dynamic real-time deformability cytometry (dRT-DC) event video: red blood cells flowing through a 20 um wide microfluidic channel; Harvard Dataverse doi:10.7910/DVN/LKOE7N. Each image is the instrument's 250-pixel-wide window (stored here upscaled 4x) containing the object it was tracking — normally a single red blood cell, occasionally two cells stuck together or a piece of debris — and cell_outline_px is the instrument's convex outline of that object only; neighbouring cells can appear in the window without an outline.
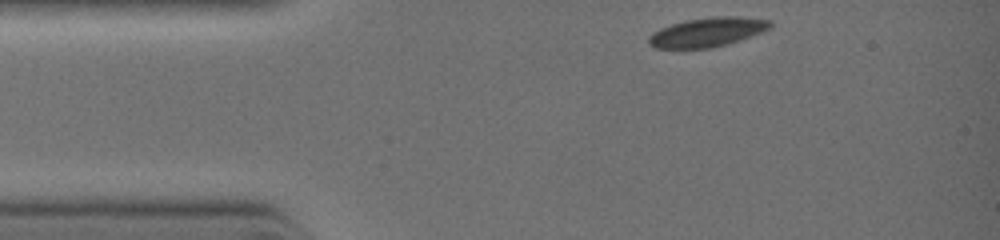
{"species": "common noctule bat (a hibernating species)", "species_latin": "Nyctalus noctula", "temperature_condition": "warm", "stored_images_in_passage": 24, "camera_frame_rate_fps": 3000, "um_per_image_px": 0.085, "animal": {"sex": "female", "body_mass_g": 19.0, "forearm_length_mm": 51.5}, "frame": {"image": 1, "passage_image": 1, "time_ms": 0.0, "image_size_px": [1000, 240], "cell_outline_px": [[772, 24], [768, 28], [760, 32], [740, 40], [728, 44], [712, 48], [656, 48], [648, 44], [648, 36], [652, 32], [660, 28], [672, 24], [688, 20], [712, 16], [740, 16], [772, 20]], "centroid_in_image_um": [60.11, 2.73], "position_along_channel_um": 24.9, "area_um2": 20.69}}
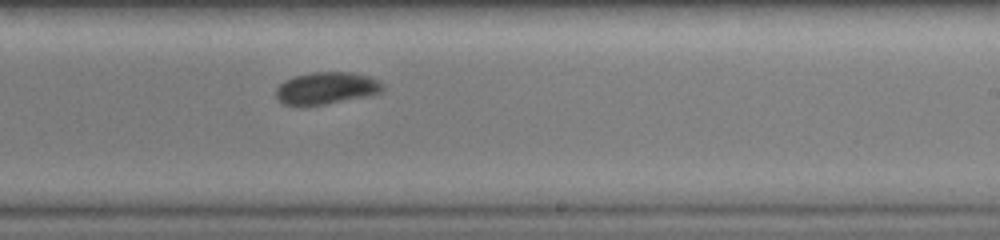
{"frame": {"image": 2, "passage_image": 15, "time_ms": 5.0, "image_size_px": [1000, 240], "cell_outline_px": [[384, 88], [380, 92], [324, 104], [284, 104], [276, 96], [276, 88], [284, 80], [292, 76], [312, 72], [352, 72], [368, 76], [376, 80]], "centroid_in_image_um": [27.68, 7.45], "position_along_channel_um": 261.3, "area_um2": 19.31}}
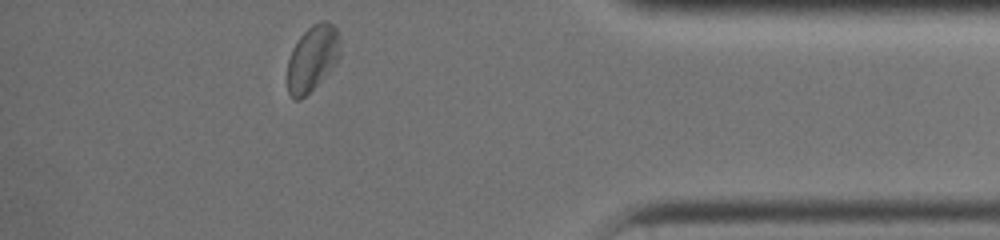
{"frame": {"image": 3, "passage_image": 24, "time_ms": 8.0, "image_size_px": [1000, 240], "cell_outline_px": [[340, 56], [316, 84], [300, 100], [296, 100], [288, 92], [288, 60], [292, 48], [300, 36], [312, 24], [320, 20], [324, 20], [332, 24], [336, 28], [340, 40]], "centroid_in_image_um": [26.54, 4.89], "position_along_channel_um": 408.7, "area_um2": 19.77}}